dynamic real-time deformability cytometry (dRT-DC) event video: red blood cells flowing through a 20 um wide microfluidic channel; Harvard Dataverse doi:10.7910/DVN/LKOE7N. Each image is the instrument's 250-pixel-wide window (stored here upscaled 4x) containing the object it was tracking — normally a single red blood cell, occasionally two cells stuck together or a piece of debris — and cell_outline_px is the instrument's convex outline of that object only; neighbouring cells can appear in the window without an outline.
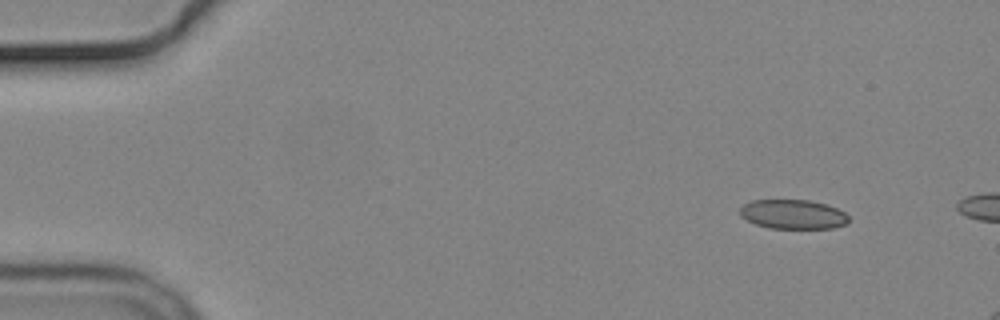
{"species": "common noctule bat (a hibernating species)", "species_latin": "Nyctalus noctula", "temperature_condition": "cold", "stored_images_in_passage": 5, "camera_frame_rate_fps": 3000, "um_per_image_px": 0.085, "animal": {"sex": "male", "body_mass_g": 19.2, "forearm_length_mm": 51.8}, "frame": {"image": 1, "passage_image": 1, "time_ms": 0.0, "image_size_px": [1000, 320], "cell_outline_px": [[848, 224], [832, 228], [768, 228], [756, 224], [740, 216], [740, 208], [744, 204], [752, 200], [808, 200], [824, 204], [836, 208], [844, 212], [848, 216]], "centroid_in_image_um": [67.4, 18.22], "position_along_channel_um": 17.6, "area_um2": 18.5}}